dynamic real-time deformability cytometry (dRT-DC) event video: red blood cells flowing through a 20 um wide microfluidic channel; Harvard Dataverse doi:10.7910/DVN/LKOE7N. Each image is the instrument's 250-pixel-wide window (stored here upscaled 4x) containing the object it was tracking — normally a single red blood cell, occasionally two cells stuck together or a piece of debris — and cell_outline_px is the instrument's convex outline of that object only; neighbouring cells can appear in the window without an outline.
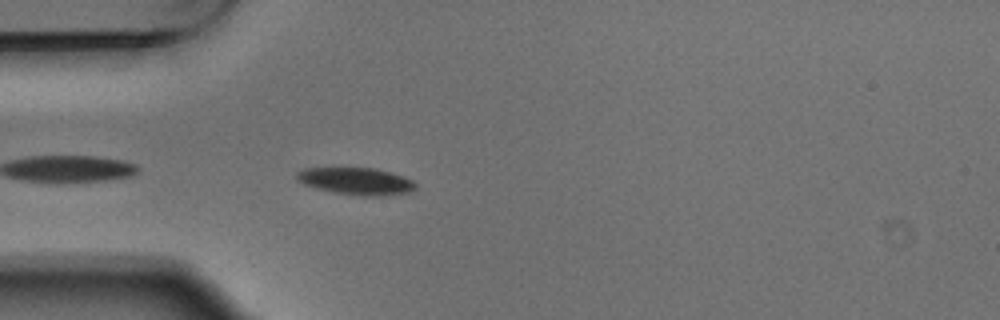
{"species": "Egyptian fruit bat (a non-hibernating species)", "species_latin": "Rousettus aegyptiacus", "temperature_condition": "warm", "stored_images_in_passage": 4, "camera_frame_rate_fps": 3000, "um_per_image_px": 0.085, "animal": {"sex": "male"}, "frame": {"image": 1, "passage_image": 4, "time_ms": 1.0, "image_size_px": [1000, 320], "cell_outline_px": [[416, 188], [408, 192], [380, 196], [360, 196], [332, 192], [316, 188], [304, 184], [296, 176], [296, 172], [304, 168], [376, 168], [404, 176], [412, 180], [416, 184]], "centroid_in_image_um": [30.29, 15.4], "position_along_channel_um": 54.7, "area_um2": 18.73}}